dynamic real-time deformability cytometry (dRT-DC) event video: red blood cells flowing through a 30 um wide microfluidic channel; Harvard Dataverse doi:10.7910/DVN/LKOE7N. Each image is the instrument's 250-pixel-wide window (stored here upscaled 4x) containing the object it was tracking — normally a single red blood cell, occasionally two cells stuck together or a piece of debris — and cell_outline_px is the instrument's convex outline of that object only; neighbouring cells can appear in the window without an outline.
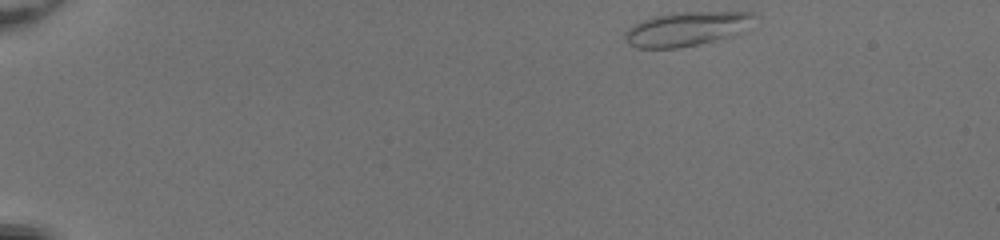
{"species": "common noctule bat (a hibernating species)", "species_latin": "Nyctalus noctula", "temperature_condition": "room temperature", "stored_images_in_passage": 45, "camera_frame_rate_fps": 3000, "um_per_image_px": 0.085, "animal": {"sex": "female", "body_mass_g": 20.0, "forearm_length_mm": 54.0}, "frame": {"image": 1, "passage_image": 1, "time_ms": 0.0, "image_size_px": [1000, 240], "cell_outline_px": [[756, 16], [732, 36], [680, 48], [636, 48], [628, 44], [624, 40], [624, 32], [632, 24], [656, 16], [676, 12], [752, 12]], "centroid_in_image_um": [58.24, 2.46], "position_along_channel_um": 26.8, "area_um2": 25.32}}
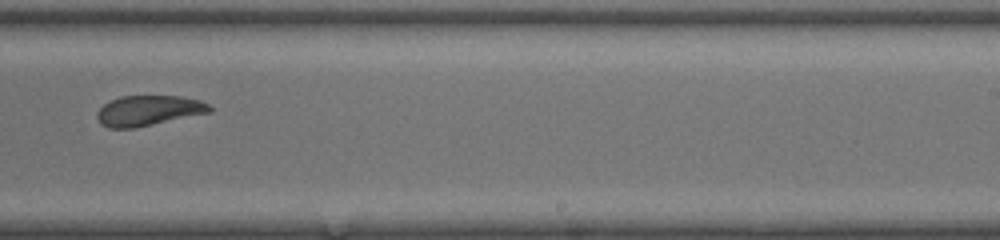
{"frame": {"image": 2, "passage_image": 28, "time_ms": 9.0, "image_size_px": [1000, 240], "cell_outline_px": [[212, 112], [136, 128], [108, 128], [100, 124], [96, 116], [96, 112], [104, 104], [120, 96], [180, 96], [200, 100], [208, 104], [212, 108]], "centroid_in_image_um": [12.62, 9.41], "position_along_channel_um": 276.4, "area_um2": 20.0}}
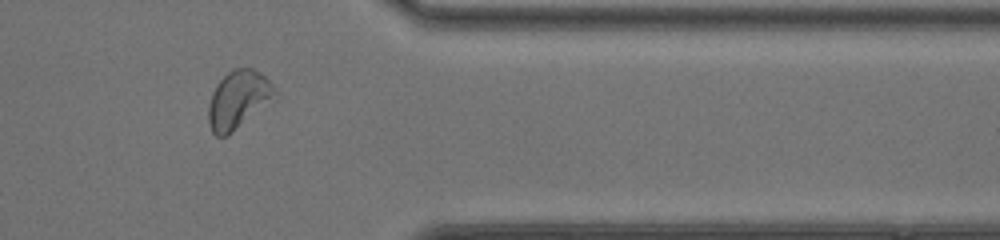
{"frame": {"image": 3, "passage_image": 37, "time_ms": 12.0, "image_size_px": [1000, 240], "cell_outline_px": [[280, 96], [276, 100], [228, 136], [216, 136], [212, 132], [208, 120], [208, 104], [212, 92], [216, 84], [232, 68], [252, 68], [260, 72], [272, 84]], "centroid_in_image_um": [20.3, 8.49], "position_along_channel_um": 391.1, "area_um2": 23.06}, "authors_computed_cell_mechanics": {"area_um2": 22.7154, "velocity_mm_per_s": 4.0827, "shape_relaxation_time_tau1_ms": 6.7814, "shape_relaxation_time_tau2_ms": 1.9693, "deformation_change_tau1": 0.196, "deformation_change_tau2": 0.093}}